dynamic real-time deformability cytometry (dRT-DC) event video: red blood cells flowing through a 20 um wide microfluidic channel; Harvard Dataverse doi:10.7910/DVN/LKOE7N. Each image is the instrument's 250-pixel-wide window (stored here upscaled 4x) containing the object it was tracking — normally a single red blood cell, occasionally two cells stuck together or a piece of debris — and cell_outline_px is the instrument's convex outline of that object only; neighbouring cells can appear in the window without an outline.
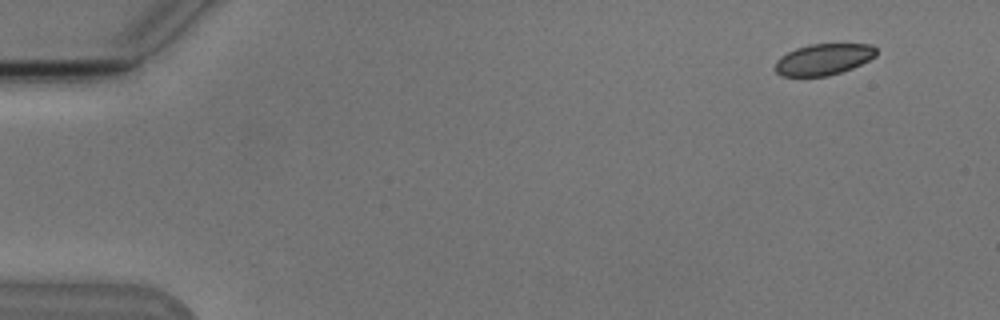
{"species": "Egyptian fruit bat (a non-hibernating species)", "species_latin": "Rousettus aegyptiacus", "temperature_condition": "cold", "stored_images_in_passage": 4, "camera_frame_rate_fps": 3000, "um_per_image_px": 0.085, "animal": {"sex": "male"}, "frame": {"image": 1, "passage_image": 1, "time_ms": 0.0, "image_size_px": [1000, 320], "cell_outline_px": [[876, 56], [852, 68], [828, 76], [780, 76], [772, 68], [776, 60], [780, 56], [796, 48], [808, 44], [872, 44], [876, 48]], "centroid_in_image_um": [69.95, 5.05], "position_along_channel_um": 15.1, "area_um2": 18.55}}